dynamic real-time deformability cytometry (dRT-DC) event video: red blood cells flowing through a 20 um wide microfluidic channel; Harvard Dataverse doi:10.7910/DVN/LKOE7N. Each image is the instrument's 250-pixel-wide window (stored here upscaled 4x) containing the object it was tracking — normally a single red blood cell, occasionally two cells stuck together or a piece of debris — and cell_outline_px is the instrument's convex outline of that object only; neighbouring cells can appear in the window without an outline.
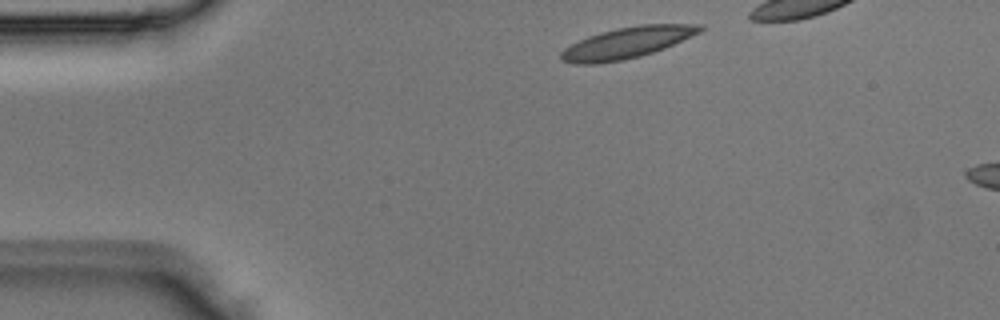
{"species": "Egyptian fruit bat (a non-hibernating species)", "species_latin": "Rousettus aegyptiacus", "temperature_condition": "room temperature", "stored_images_in_passage": 5, "segment_of_instrument_passage": [2, 2], "camera_frame_rate_fps": 3000, "um_per_image_px": 0.085, "animal": {"sex": "male"}, "frame": {"image": 1, "passage_image": 5, "time_ms": 1.333, "image_size_px": [1000, 320], "cell_outline_px": [[704, 28], [700, 32], [664, 48], [640, 56], [624, 60], [596, 64], [572, 64], [560, 60], [560, 52], [564, 48], [588, 36], [600, 32], [616, 28], [640, 24], [704, 24]], "centroid_in_image_um": [53.27, 3.63], "position_along_channel_um": 31.7, "area_um2": 25.26}}